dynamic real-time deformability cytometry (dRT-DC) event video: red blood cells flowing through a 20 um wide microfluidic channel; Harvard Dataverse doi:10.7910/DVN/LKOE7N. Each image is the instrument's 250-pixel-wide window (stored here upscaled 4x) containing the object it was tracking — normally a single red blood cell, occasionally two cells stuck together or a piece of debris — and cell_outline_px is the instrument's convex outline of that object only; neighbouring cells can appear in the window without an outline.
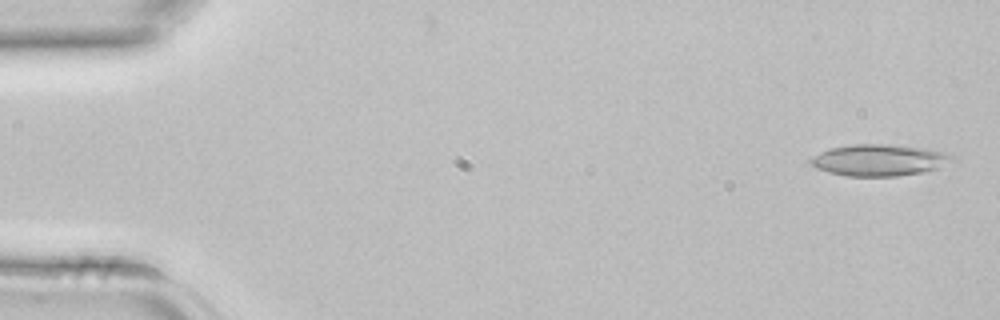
{"species": "common noctule bat (a hibernating species)", "species_latin": "Nyctalus noctula", "temperature_condition": "room temperature", "stored_images_in_passage": 10, "camera_frame_rate_fps": 3000, "um_per_image_px": 0.085, "animal": {"sex": "female", "body_mass_g": 22.7, "forearm_length_mm": 54.2}, "frame": {"image": 1, "passage_image": 1, "time_ms": 0.0, "image_size_px": [1000, 320], "cell_outline_px": [[956, 160], [936, 168], [920, 172], [896, 176], [844, 176], [828, 172], [816, 168], [808, 160], [812, 156], [820, 152], [832, 148], [852, 144], [892, 144], [924, 148], [940, 152], [952, 156]], "centroid_in_image_um": [74.67, 13.61], "position_along_channel_um": 10.3, "area_um2": 25.78}}